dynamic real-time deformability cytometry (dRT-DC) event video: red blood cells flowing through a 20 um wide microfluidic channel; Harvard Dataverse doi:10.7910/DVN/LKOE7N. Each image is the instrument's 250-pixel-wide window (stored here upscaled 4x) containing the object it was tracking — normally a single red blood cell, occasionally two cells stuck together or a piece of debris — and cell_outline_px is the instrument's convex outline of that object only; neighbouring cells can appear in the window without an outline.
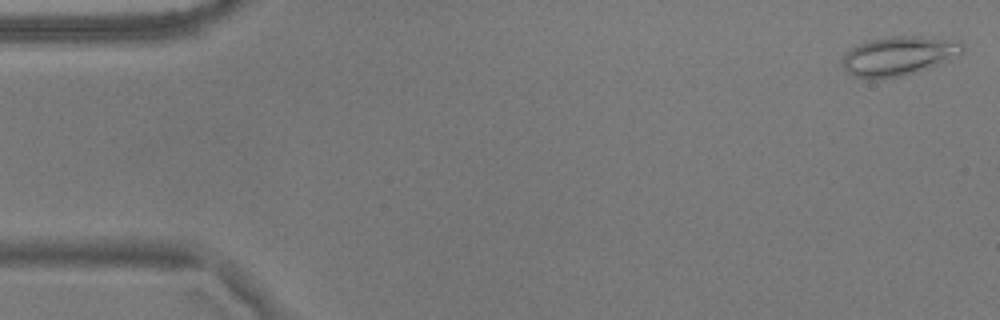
{"species": "common noctule bat (a hibernating species)", "species_latin": "Nyctalus noctula", "temperature_condition": "warm", "stored_images_in_passage": 34, "camera_frame_rate_fps": 3000, "um_per_image_px": 0.085, "animal": {"sex": "male", "body_mass_g": 17.9}, "frame": {"image": 1, "passage_image": 1, "time_ms": 0.0, "image_size_px": [1000, 320], "cell_outline_px": [[964, 52], [944, 64], [916, 72], [900, 76], [868, 80], [852, 76], [844, 68], [844, 56], [852, 48], [860, 44], [872, 40], [888, 36], [920, 36], [960, 40], [964, 44]], "centroid_in_image_um": [76.48, 4.76], "position_along_channel_um": 8.5, "area_um2": 27.69}}
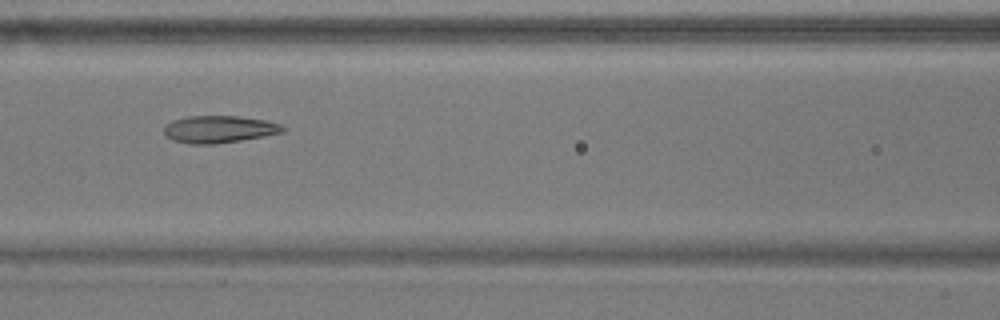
{"frame": {"image": 2, "passage_image": 23, "time_ms": 7.333, "image_size_px": [1000, 320], "cell_outline_px": [[288, 128], [284, 132], [264, 136], [216, 144], [188, 144], [172, 140], [164, 136], [164, 128], [172, 120], [188, 116], [236, 116], [268, 120], [280, 124]], "centroid_in_image_um": [18.63, 10.99], "position_along_channel_um": 148.0, "area_um2": 19.02}}